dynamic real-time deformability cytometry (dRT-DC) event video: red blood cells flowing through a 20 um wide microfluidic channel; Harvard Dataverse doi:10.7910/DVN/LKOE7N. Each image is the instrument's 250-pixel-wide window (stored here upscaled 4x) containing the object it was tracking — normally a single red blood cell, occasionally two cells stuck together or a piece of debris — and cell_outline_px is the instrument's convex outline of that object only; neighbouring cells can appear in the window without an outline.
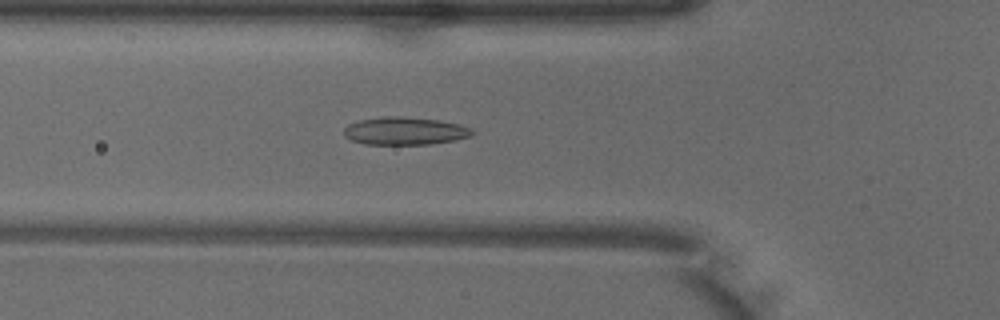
{"species": "common noctule bat (a hibernating species)", "species_latin": "Nyctalus noctula", "temperature_condition": "warm", "stored_images_in_passage": 48, "camera_frame_rate_fps": 3000, "um_per_image_px": 0.085, "animal": {"sex": "male", "body_mass_g": 18.8}, "frame": {"image": 1, "passage_image": 15, "time_ms": 4.667, "image_size_px": [1000, 320], "cell_outline_px": [[476, 132], [472, 136], [456, 140], [432, 144], [364, 144], [352, 140], [344, 136], [344, 128], [348, 124], [360, 120], [384, 116], [400, 116], [440, 120], [472, 128]], "centroid_in_image_um": [34.44, 11.13], "position_along_channel_um": 91.4, "area_um2": 20.87}}
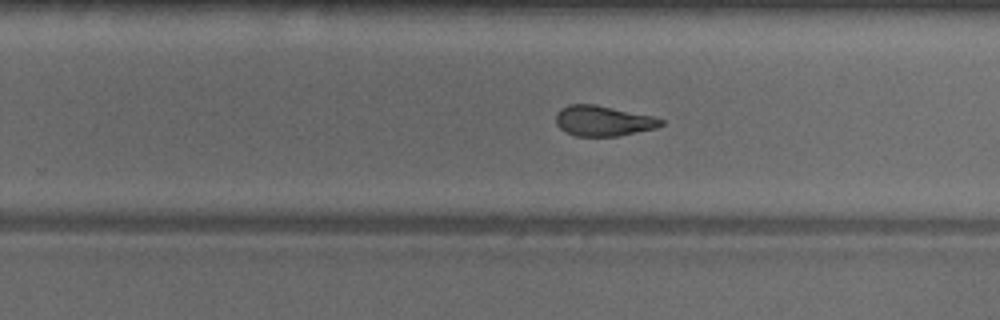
{"frame": {"image": 2, "passage_image": 29, "time_ms": 9.333, "image_size_px": [1000, 320], "cell_outline_px": [[664, 124], [656, 128], [616, 136], [576, 136], [564, 132], [556, 124], [556, 112], [560, 108], [568, 104], [596, 104], [652, 116], [664, 120]], "centroid_in_image_um": [51.23, 10.26], "position_along_channel_um": 278.6, "area_um2": 18.67}}
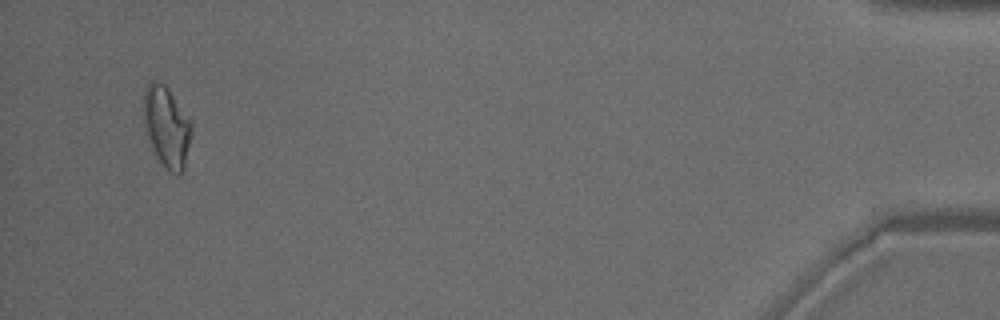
{"frame": {"image": 3, "passage_image": 46, "time_ms": 15.0, "image_size_px": [1000, 320], "cell_outline_px": [[192, 132], [184, 168], [180, 176], [176, 176], [168, 172], [156, 156], [148, 140], [144, 124], [144, 88], [148, 80], [152, 80], [164, 84], [168, 88], [188, 120], [192, 128]], "centroid_in_image_um": [14.14, 10.81], "position_along_channel_um": 421.1, "area_um2": 22.43}, "authors_computed_cell_mechanics": {"area_um2": 20.4323, "velocity_mm_per_s": 3.9968, "shape_relaxation_time_tau1_ms": 9.2054, "shape_relaxation_time_tau2_ms": 2.126, "deformation_change_tau1": 0.2206, "deformation_change_tau2": 0.0942}}